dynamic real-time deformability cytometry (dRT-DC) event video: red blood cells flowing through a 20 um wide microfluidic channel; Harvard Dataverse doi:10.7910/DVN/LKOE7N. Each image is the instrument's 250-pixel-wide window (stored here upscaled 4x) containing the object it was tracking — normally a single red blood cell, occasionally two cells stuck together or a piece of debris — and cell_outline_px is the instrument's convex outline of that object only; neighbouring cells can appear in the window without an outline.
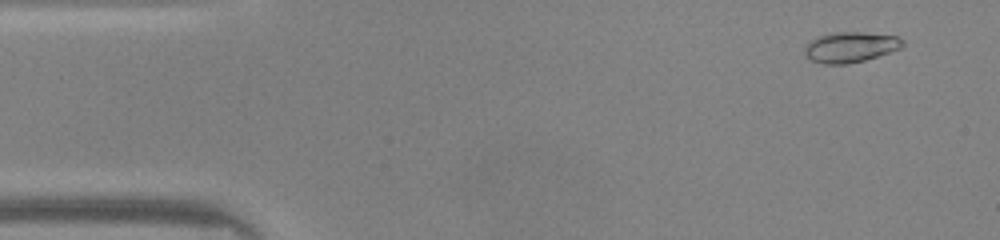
{"species": "common noctule bat (a hibernating species)", "species_latin": "Nyctalus noctula", "temperature_condition": "warm", "stored_images_in_passage": 9, "camera_frame_rate_fps": 3000, "um_per_image_px": 0.085, "animal": {"sex": "male", "body_mass_g": 20.0, "forearm_length_mm": 53.3}, "frame": {"image": 1, "passage_image": 3, "time_ms": 0.667, "image_size_px": [1000, 240], "cell_outline_px": [[904, 44], [900, 48], [864, 60], [848, 64], [824, 64], [812, 60], [804, 52], [804, 48], [812, 40], [820, 36], [832, 32], [864, 32], [896, 36], [904, 40]], "centroid_in_image_um": [72.29, 4.0], "position_along_channel_um": 12.7, "area_um2": 17.11}}